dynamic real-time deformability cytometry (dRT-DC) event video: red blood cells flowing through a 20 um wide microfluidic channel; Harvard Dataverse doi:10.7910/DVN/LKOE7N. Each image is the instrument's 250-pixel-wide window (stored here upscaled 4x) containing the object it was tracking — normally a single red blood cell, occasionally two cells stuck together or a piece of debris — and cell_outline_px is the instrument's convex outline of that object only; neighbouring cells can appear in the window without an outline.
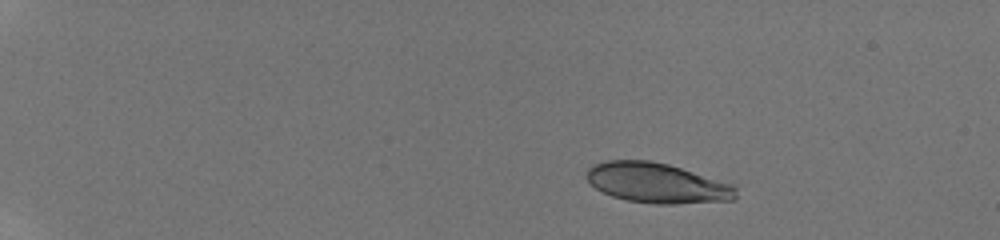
{"species": "human", "species_latin": "Homo sapiens", "temperature_condition": "room temperature", "stored_images_in_passage": 12, "camera_frame_rate_fps": 3000, "um_per_image_px": 0.085, "donor": {"sex": "male"}, "frame": {"image": 1, "passage_image": 3, "time_ms": 2.0, "image_size_px": [1000, 240], "cell_outline_px": [[736, 200], [676, 204], [656, 204], [624, 200], [612, 196], [596, 188], [584, 176], [588, 168], [592, 164], [604, 160], [652, 160], [668, 164], [732, 184], [736, 188]], "centroid_in_image_um": [55.82, 15.55], "position_along_channel_um": 29.2, "area_um2": 35.03}}
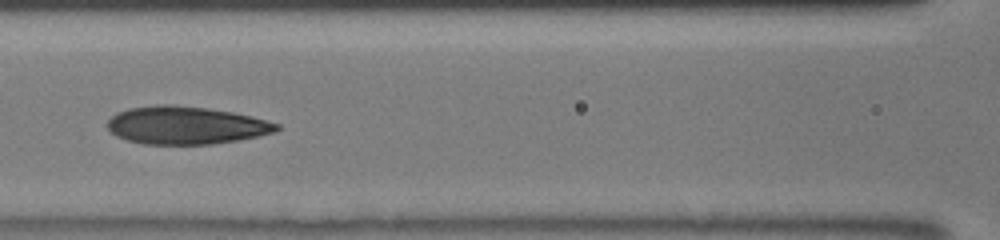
{"frame": {"image": 2, "passage_image": 9, "time_ms": 8.0, "image_size_px": [1000, 240], "cell_outline_px": [[280, 128], [276, 132], [260, 136], [212, 144], [144, 144], [128, 140], [116, 136], [108, 128], [108, 120], [116, 112], [128, 108], [160, 104], [168, 104], [208, 108], [232, 112], [280, 124]], "centroid_in_image_um": [15.79, 10.65], "position_along_channel_um": 150.8, "area_um2": 37.17}}
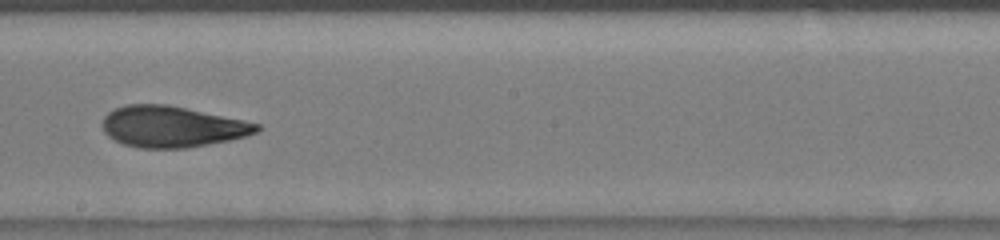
{"frame": {"image": 3, "passage_image": 11, "time_ms": 10.0, "image_size_px": [1000, 240], "cell_outline_px": [[264, 128], [248, 136], [188, 148], [136, 148], [124, 144], [108, 136], [104, 132], [100, 124], [104, 116], [108, 112], [124, 104], [168, 104], [244, 120], [260, 124]], "centroid_in_image_um": [14.61, 10.76], "position_along_channel_um": 233.6, "area_um2": 37.28}}